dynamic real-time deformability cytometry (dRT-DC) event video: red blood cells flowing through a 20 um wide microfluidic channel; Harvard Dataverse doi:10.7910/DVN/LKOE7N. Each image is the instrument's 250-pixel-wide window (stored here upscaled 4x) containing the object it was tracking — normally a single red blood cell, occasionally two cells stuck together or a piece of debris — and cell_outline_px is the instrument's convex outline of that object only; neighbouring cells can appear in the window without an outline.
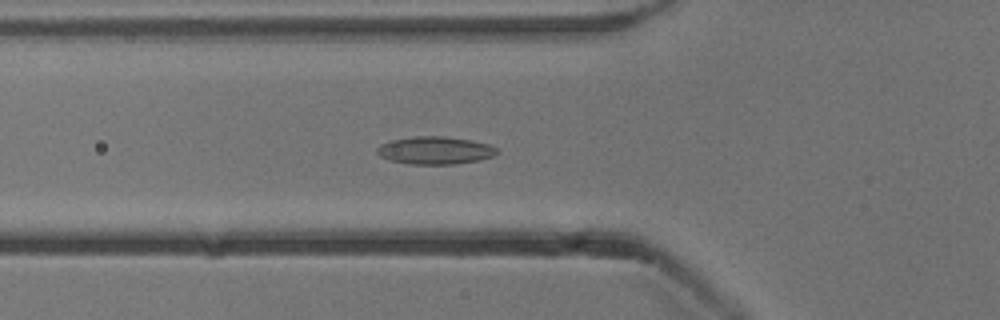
{"species": "common noctule bat (a hibernating species)", "species_latin": "Nyctalus noctula", "temperature_condition": "cold", "stored_images_in_passage": 46, "camera_frame_rate_fps": 3000, "um_per_image_px": 0.085, "animal": {"sex": "male", "body_mass_g": 13.3}, "frame": {"image": 1, "passage_image": 11, "time_ms": 3.333, "image_size_px": [1000, 320], "cell_outline_px": [[496, 152], [492, 156], [480, 160], [456, 164], [412, 164], [392, 160], [380, 156], [376, 152], [376, 148], [380, 144], [392, 140], [416, 136], [444, 136], [472, 140], [488, 144], [496, 148]], "centroid_in_image_um": [36.97, 12.78], "position_along_channel_um": 88.8, "area_um2": 19.19}}
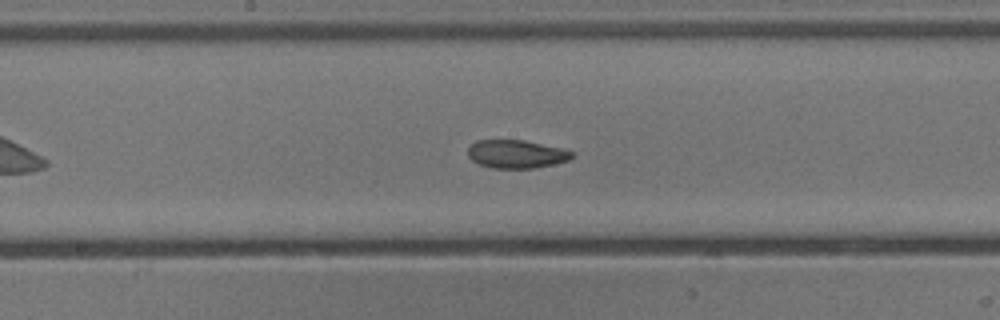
{"frame": {"image": 2, "passage_image": 20, "time_ms": 6.333, "image_size_px": [1000, 320], "cell_outline_px": [[572, 156], [568, 160], [552, 164], [532, 168], [492, 168], [480, 164], [472, 160], [468, 156], [468, 148], [476, 140], [524, 140], [560, 148], [572, 152]], "centroid_in_image_um": [43.84, 13.09], "position_along_channel_um": 204.4, "area_um2": 16.82}}
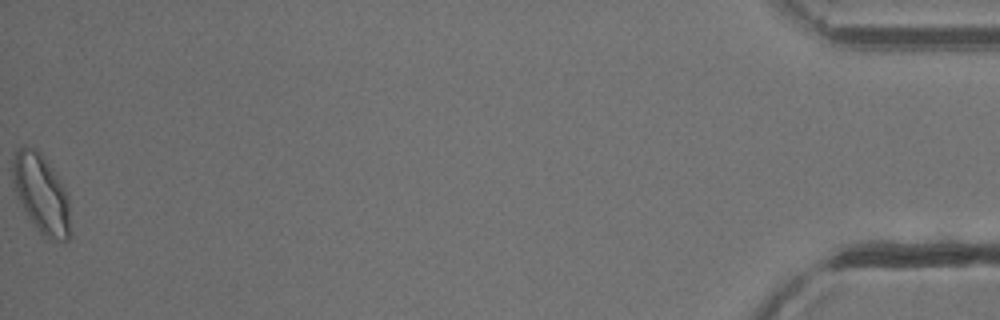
{"frame": {"image": 3, "passage_image": 46, "time_ms": 15.0, "image_size_px": [1000, 320], "cell_outline_px": [[72, 236], [68, 240], [52, 240], [44, 236], [40, 232], [28, 216], [16, 192], [12, 180], [12, 156], [16, 148], [24, 144], [36, 148], [40, 152], [52, 168], [68, 192], [72, 232]], "centroid_in_image_um": [3.54, 16.44], "position_along_channel_um": 431.7, "area_um2": 26.99}, "authors_computed_cell_mechanics": {"area_um2": 18.6405, "velocity_mm_per_s": 3.8221, "shape_relaxation_time_tau1_ms": null, "shape_relaxation_time_tau2_ms": 2.983, "deformation_change_tau1": null, "deformation_change_tau2": 0.0881}}